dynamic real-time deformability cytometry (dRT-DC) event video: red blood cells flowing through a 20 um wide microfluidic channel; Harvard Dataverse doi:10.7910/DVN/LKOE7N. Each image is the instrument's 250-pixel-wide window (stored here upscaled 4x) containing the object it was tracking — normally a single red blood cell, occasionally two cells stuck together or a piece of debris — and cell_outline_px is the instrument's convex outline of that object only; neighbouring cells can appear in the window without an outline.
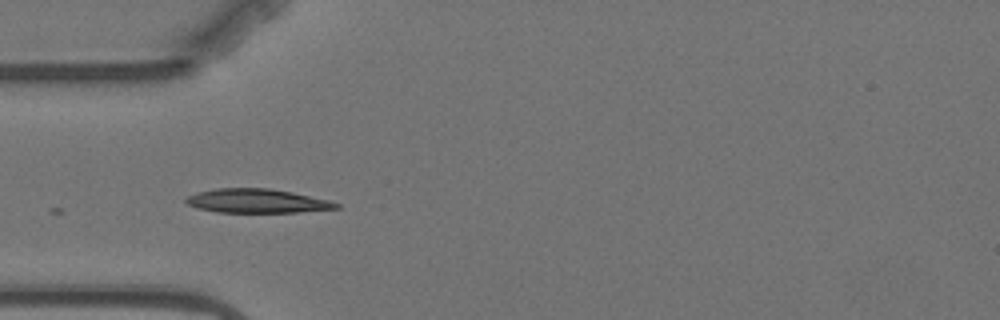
{"species": "Egyptian fruit bat (a non-hibernating species)", "species_latin": "Rousettus aegyptiacus", "temperature_condition": "warm", "stored_images_in_passage": 5, "camera_frame_rate_fps": 3000, "um_per_image_px": 0.085, "animal": {"sex": "female"}, "frame": {"image": 1, "passage_image": 4, "time_ms": 3.667, "image_size_px": [1000, 320], "cell_outline_px": [[340, 208], [296, 212], [216, 212], [200, 208], [188, 204], [184, 200], [188, 196], [196, 192], [216, 188], [268, 188], [292, 192], [328, 200], [340, 204]], "centroid_in_image_um": [21.83, 17.07], "position_along_channel_um": 63.2, "area_um2": 20.81}}
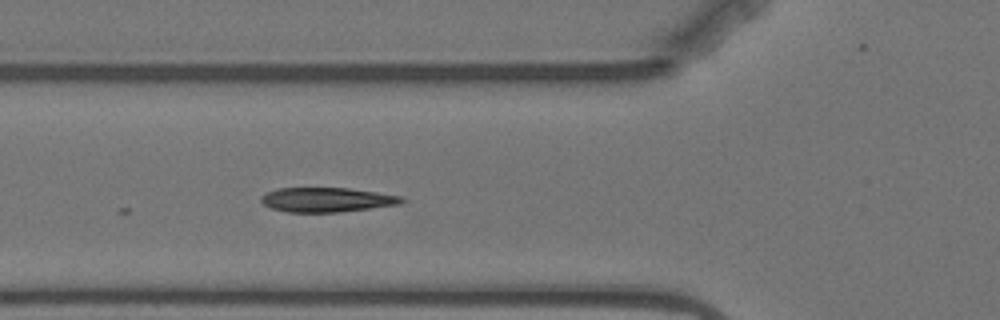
{"frame": {"image": 2, "passage_image": 5, "time_ms": 4.667, "image_size_px": [1000, 320], "cell_outline_px": [[404, 200], [400, 204], [340, 212], [288, 212], [272, 208], [264, 204], [260, 200], [260, 196], [268, 192], [280, 188], [348, 188], [404, 196]], "centroid_in_image_um": [27.79, 16.98], "position_along_channel_um": 98.0, "area_um2": 19.94}}